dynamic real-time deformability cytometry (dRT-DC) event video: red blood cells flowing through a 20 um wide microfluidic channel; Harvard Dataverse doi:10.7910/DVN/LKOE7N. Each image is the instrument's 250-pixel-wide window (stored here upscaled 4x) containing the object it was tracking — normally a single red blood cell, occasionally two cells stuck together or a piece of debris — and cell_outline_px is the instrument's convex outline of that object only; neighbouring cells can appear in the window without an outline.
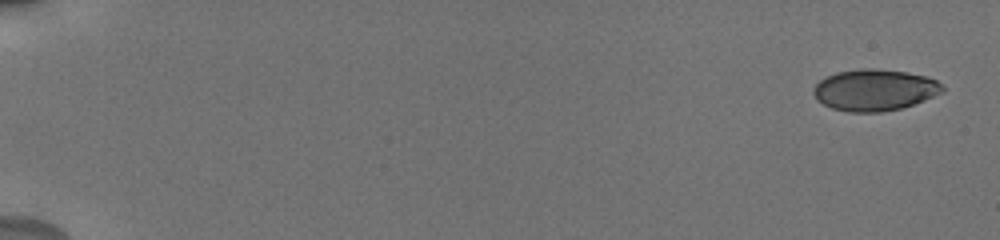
{"species": "human", "species_latin": "Homo sapiens", "temperature_condition": "cold", "stored_images_in_passage": 23, "camera_frame_rate_fps": 3000, "um_per_image_px": 0.085, "donor": {"sex": "male"}, "frame": {"image": 1, "passage_image": 1, "time_ms": 0.0, "image_size_px": [1000, 240], "cell_outline_px": [[944, 92], [924, 100], [900, 108], [880, 112], [848, 112], [832, 108], [816, 100], [812, 92], [812, 88], [820, 80], [836, 72], [860, 68], [872, 68], [904, 72], [928, 76], [944, 84]], "centroid_in_image_um": [74.34, 7.64], "position_along_channel_um": 10.7, "area_um2": 31.27}}
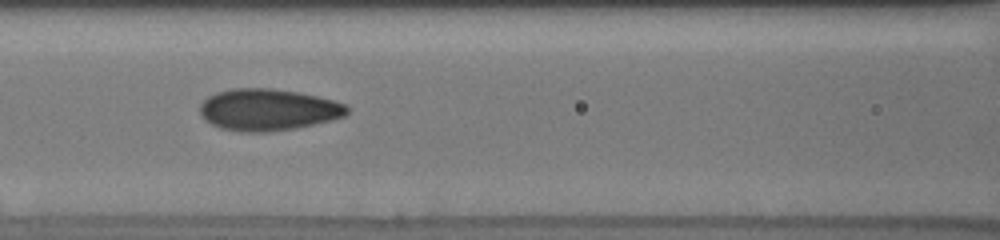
{"frame": {"image": 2, "passage_image": 18, "time_ms": 8.333, "image_size_px": [1000, 240], "cell_outline_px": [[348, 112], [344, 116], [332, 120], [296, 128], [264, 132], [240, 132], [220, 128], [204, 120], [200, 112], [200, 104], [208, 96], [216, 92], [232, 88], [272, 88], [300, 92], [348, 104]], "centroid_in_image_um": [22.77, 9.32], "position_along_channel_um": 143.8, "area_um2": 35.95}}
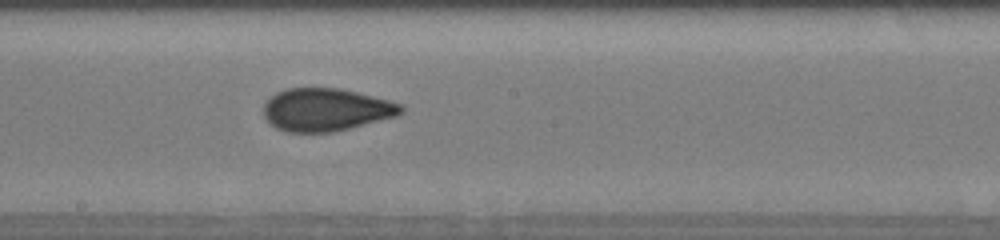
{"frame": {"image": 3, "passage_image": 23, "time_ms": 10.333, "image_size_px": [1000, 240], "cell_outline_px": [[404, 112], [396, 116], [332, 132], [288, 132], [276, 128], [264, 116], [264, 104], [276, 92], [288, 88], [340, 88], [404, 104]], "centroid_in_image_um": [27.72, 9.32], "position_along_channel_um": 220.5, "area_um2": 33.99}}